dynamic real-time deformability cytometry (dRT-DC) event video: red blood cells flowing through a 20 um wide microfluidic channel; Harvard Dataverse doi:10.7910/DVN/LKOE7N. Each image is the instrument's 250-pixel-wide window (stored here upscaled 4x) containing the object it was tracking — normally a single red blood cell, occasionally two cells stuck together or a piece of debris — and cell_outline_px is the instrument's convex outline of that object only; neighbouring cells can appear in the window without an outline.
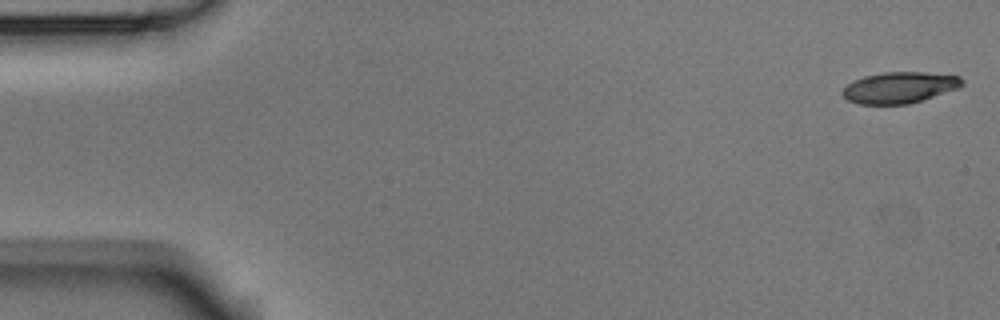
{"species": "Egyptian fruit bat (a non-hibernating species)", "species_latin": "Rousettus aegyptiacus", "temperature_condition": "room temperature", "stored_images_in_passage": 53, "camera_frame_rate_fps": 3000, "um_per_image_px": 0.085, "animal": {"sex": "male"}, "frame": {"image": 1, "passage_image": 1, "time_ms": 0.0, "image_size_px": [1000, 320], "cell_outline_px": [[964, 84], [960, 88], [908, 104], [860, 104], [848, 100], [840, 92], [852, 80], [864, 76], [884, 72], [924, 72], [960, 76], [964, 80]], "centroid_in_image_um": [76.47, 7.43], "position_along_channel_um": 8.5, "area_um2": 21.79}}
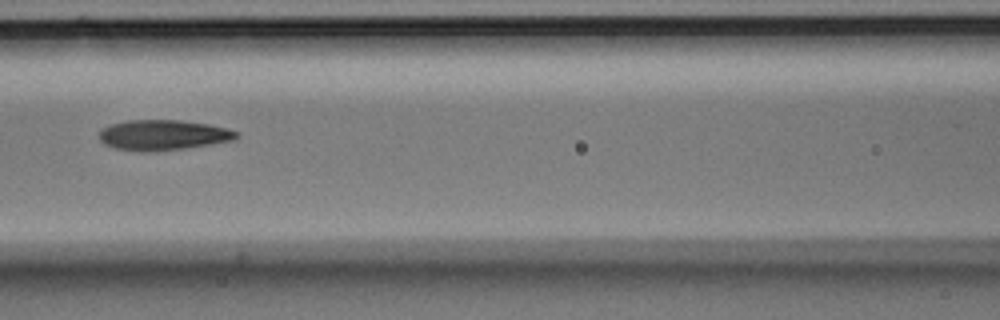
{"frame": {"image": 2, "passage_image": 23, "time_ms": 7.333, "image_size_px": [1000, 320], "cell_outline_px": [[240, 136], [236, 140], [212, 144], [184, 148], [152, 152], [140, 152], [112, 148], [104, 144], [100, 140], [100, 128], [112, 124], [128, 120], [180, 120], [208, 124], [228, 128], [236, 132]], "centroid_in_image_um": [13.86, 11.49], "position_along_channel_um": 152.7, "area_um2": 24.51}}
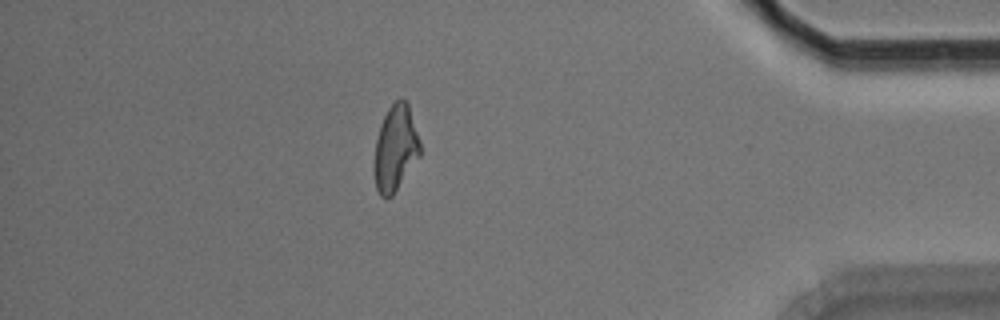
{"frame": {"image": 3, "passage_image": 46, "time_ms": 15.0, "image_size_px": [1000, 320], "cell_outline_px": [[420, 156], [392, 196], [380, 196], [376, 188], [372, 172], [372, 168], [376, 140], [380, 124], [388, 108], [400, 96], [408, 104], [420, 140]], "centroid_in_image_um": [33.59, 12.61], "position_along_channel_um": 401.6, "area_um2": 23.18}, "authors_computed_cell_mechanics": {"area_um2": 23.4668, "velocity_mm_per_s": 3.7701, "shape_relaxation_time_tau1_ms": 7.4907, "shape_relaxation_time_tau2_ms": 3.5365, "deformation_change_tau1": 0.1981, "deformation_change_tau2": 0.1182}}